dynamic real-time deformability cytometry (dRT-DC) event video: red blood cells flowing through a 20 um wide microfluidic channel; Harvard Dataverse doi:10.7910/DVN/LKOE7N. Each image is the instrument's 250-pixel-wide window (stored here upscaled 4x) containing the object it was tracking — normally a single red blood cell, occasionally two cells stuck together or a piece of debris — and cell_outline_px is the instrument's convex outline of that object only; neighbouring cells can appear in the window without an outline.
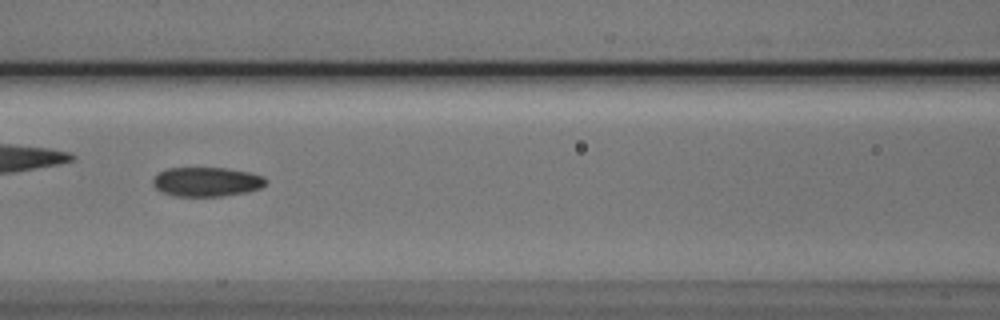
{"species": "Egyptian fruit bat (a non-hibernating species)", "species_latin": "Rousettus aegyptiacus", "temperature_condition": "cold", "stored_images_in_passage": 55, "camera_frame_rate_fps": 3000, "um_per_image_px": 0.085, "animal": {"sex": "male"}, "frame": {"image": 1, "passage_image": 24, "time_ms": 7.667, "image_size_px": [1000, 320], "cell_outline_px": [[268, 180], [260, 188], [244, 192], [220, 196], [176, 196], [160, 192], [152, 184], [152, 180], [160, 172], [168, 168], [224, 168], [248, 172], [264, 176]], "centroid_in_image_um": [17.54, 15.45], "position_along_channel_um": 149.1, "area_um2": 19.13}}
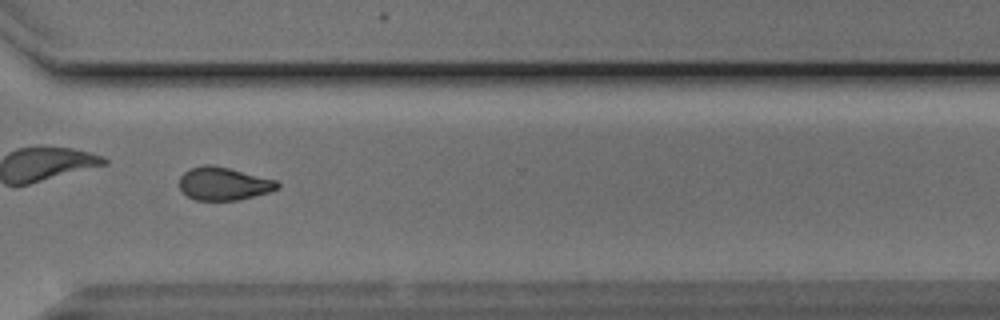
{"frame": {"image": 2, "passage_image": 40, "time_ms": 13.0, "image_size_px": [1000, 320], "cell_outline_px": [[280, 188], [268, 192], [236, 200], [196, 200], [188, 196], [180, 188], [180, 176], [184, 172], [192, 168], [204, 164], [212, 164], [276, 180], [280, 184]], "centroid_in_image_um": [19.0, 15.61], "position_along_channel_um": 351.6, "area_um2": 18.61}}